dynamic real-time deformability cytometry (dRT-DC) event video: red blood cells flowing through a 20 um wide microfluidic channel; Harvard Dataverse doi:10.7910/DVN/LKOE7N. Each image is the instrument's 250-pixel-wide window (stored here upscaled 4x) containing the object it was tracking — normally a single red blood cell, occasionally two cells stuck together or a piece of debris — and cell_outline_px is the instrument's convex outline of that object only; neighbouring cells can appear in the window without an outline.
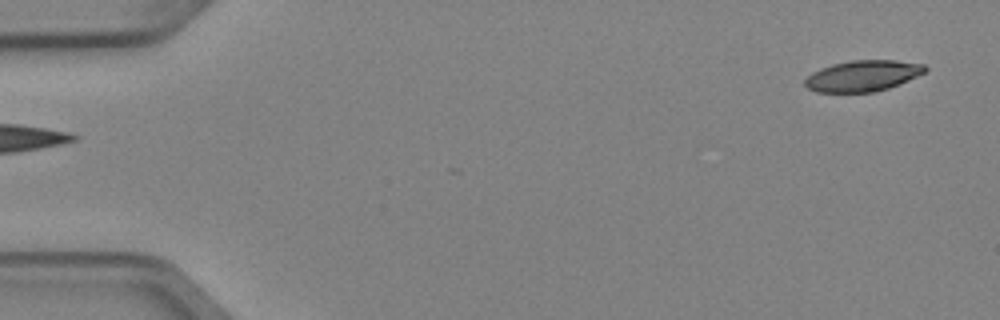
{"species": "Egyptian fruit bat (a non-hibernating species)", "species_latin": "Rousettus aegyptiacus", "temperature_condition": "cold", "stored_images_in_passage": 4, "camera_frame_rate_fps": 3000, "um_per_image_px": 0.085, "animal": {"sex": "female"}, "frame": {"image": 1, "passage_image": 1, "time_ms": 0.0, "image_size_px": [1000, 320], "cell_outline_px": [[928, 68], [924, 72], [900, 84], [876, 92], [816, 92], [808, 88], [804, 84], [804, 80], [812, 72], [820, 68], [832, 64], [852, 60], [896, 60], [924, 64]], "centroid_in_image_um": [73.32, 6.44], "position_along_channel_um": 11.7, "area_um2": 21.73}}